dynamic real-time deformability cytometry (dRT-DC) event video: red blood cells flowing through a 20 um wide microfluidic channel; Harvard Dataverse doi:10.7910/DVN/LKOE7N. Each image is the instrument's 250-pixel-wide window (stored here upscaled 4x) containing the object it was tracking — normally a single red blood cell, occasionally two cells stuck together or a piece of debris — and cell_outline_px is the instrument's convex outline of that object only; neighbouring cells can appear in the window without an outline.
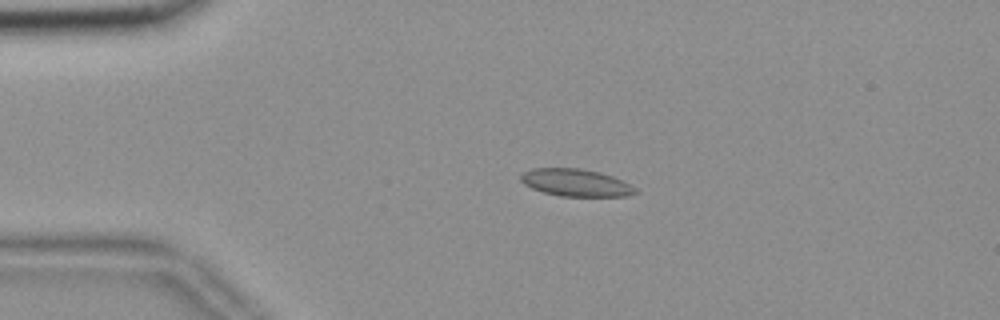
{"species": "common noctule bat (a hibernating species)", "species_latin": "Nyctalus noctula", "temperature_condition": "room temperature", "stored_images_in_passage": 55, "camera_frame_rate_fps": 3000, "um_per_image_px": 0.085, "animal": {"sex": "female", "body_mass_g": 18.4}, "frame": {"image": 1, "passage_image": 12, "time_ms": 3.667, "image_size_px": [1000, 320], "cell_outline_px": [[640, 192], [628, 196], [560, 196], [544, 192], [532, 188], [524, 184], [520, 180], [520, 176], [524, 172], [532, 168], [580, 168], [600, 172], [612, 176], [636, 188]], "centroid_in_image_um": [48.94, 15.52], "position_along_channel_um": 36.1, "area_um2": 18.21}}
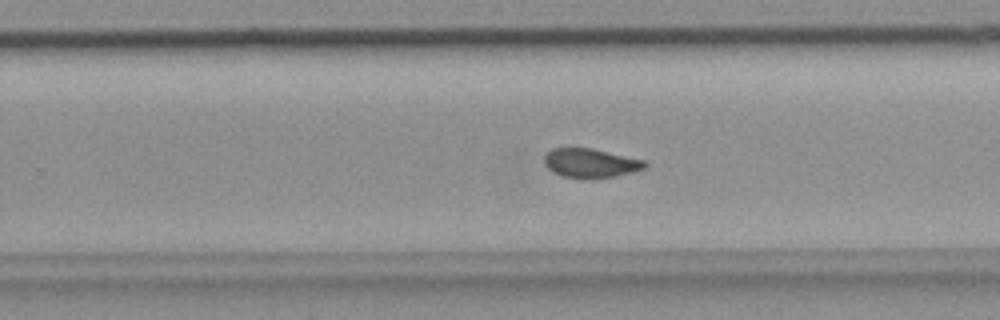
{"frame": {"image": 2, "passage_image": 35, "time_ms": 11.333, "image_size_px": [1000, 320], "cell_outline_px": [[648, 164], [644, 168], [632, 172], [616, 176], [564, 176], [552, 172], [544, 164], [544, 156], [552, 148], [592, 148], [644, 160]], "centroid_in_image_um": [50.18, 13.82], "position_along_channel_um": 279.6, "area_um2": 16.47}}
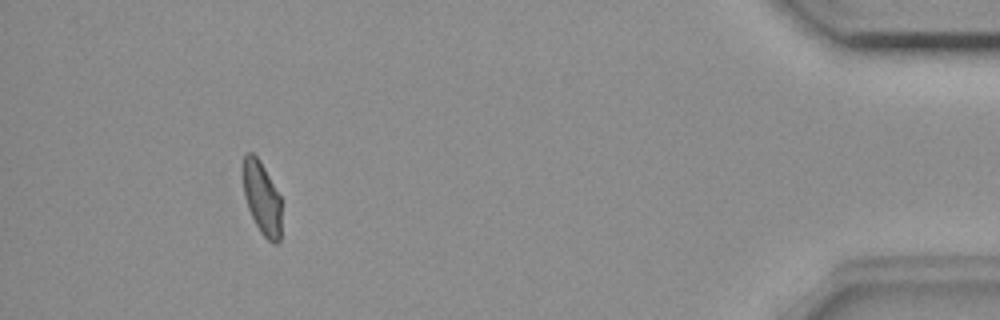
{"frame": {"image": 3, "passage_image": 51, "time_ms": 16.667, "image_size_px": [1000, 320], "cell_outline_px": [[280, 240], [276, 244], [272, 244], [260, 232], [248, 208], [244, 196], [244, 156], [248, 152], [252, 152], [260, 160], [280, 196]], "centroid_in_image_um": [22.27, 16.86], "position_along_channel_um": 412.9, "area_um2": 16.01}, "authors_computed_cell_mechanics": {"area_um2": 17.8024, "velocity_mm_per_s": 3.6594, "shape_relaxation_time_tau1_ms": null, "shape_relaxation_time_tau2_ms": 1.7038, "deformation_change_tau1": null, "deformation_change_tau2": 0.0672}}